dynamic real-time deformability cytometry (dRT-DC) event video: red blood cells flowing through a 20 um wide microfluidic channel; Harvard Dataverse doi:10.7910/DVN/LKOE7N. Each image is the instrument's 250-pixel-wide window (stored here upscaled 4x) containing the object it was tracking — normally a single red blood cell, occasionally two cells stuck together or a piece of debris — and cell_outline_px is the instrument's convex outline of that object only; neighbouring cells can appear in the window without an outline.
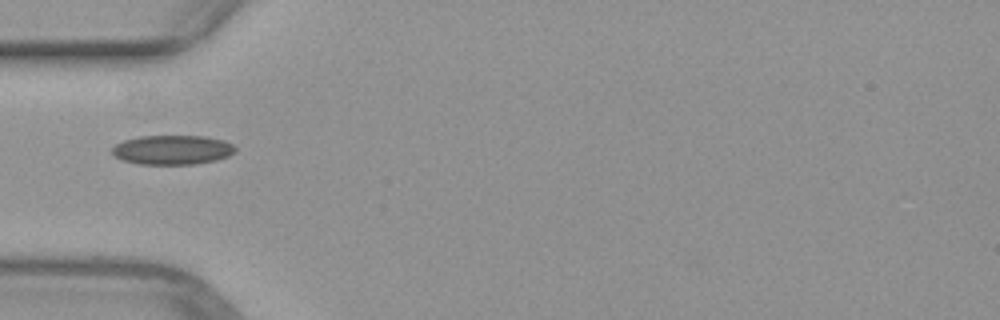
{"species": "common noctule bat (a hibernating species)", "species_latin": "Nyctalus noctula", "temperature_condition": "warm", "stored_images_in_passage": 35, "camera_frame_rate_fps": 3000, "um_per_image_px": 0.085, "animal": {"sex": "female", "body_mass_g": 29.2, "forearm_length_mm": 56.3}, "frame": {"image": 1, "passage_image": 1, "time_ms": 0.0, "image_size_px": [1000, 320], "cell_outline_px": [[236, 152], [228, 156], [216, 160], [196, 164], [140, 164], [120, 160], [112, 156], [112, 148], [116, 144], [124, 140], [140, 136], [204, 136], [224, 140], [232, 144], [236, 148]], "centroid_in_image_um": [14.64, 12.74], "position_along_channel_um": 70.4, "area_um2": 21.27}}
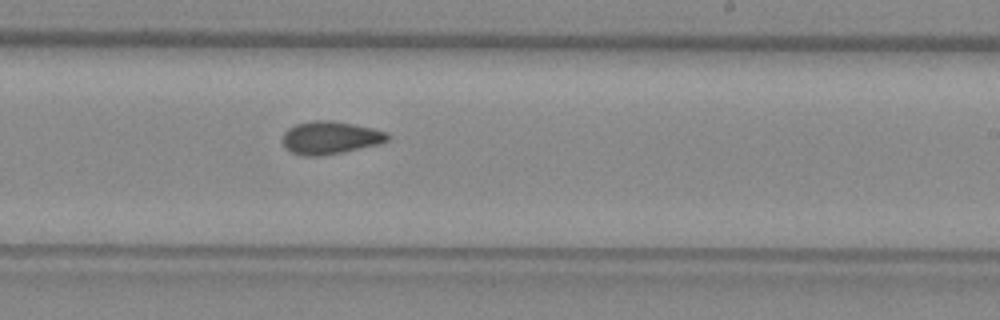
{"frame": {"image": 2, "passage_image": 15, "time_ms": 4.667, "image_size_px": [1000, 320], "cell_outline_px": [[388, 140], [380, 144], [344, 152], [320, 156], [300, 156], [284, 148], [284, 132], [288, 128], [296, 124], [316, 120], [332, 120], [372, 128], [388, 132]], "centroid_in_image_um": [28.07, 11.71], "position_along_channel_um": 260.9, "area_um2": 20.11}}
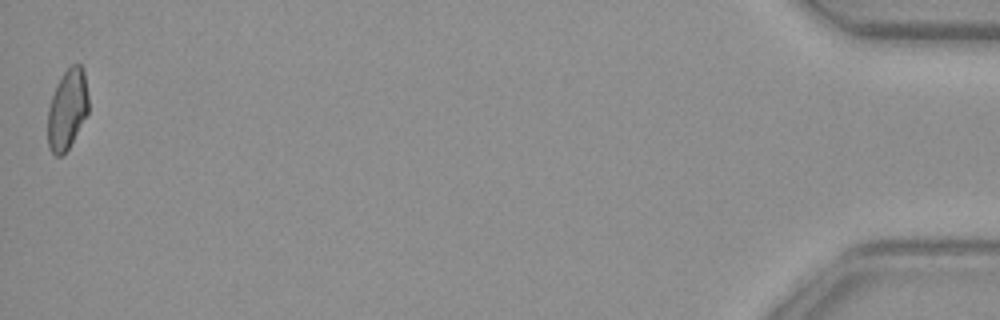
{"frame": {"image": 3, "passage_image": 35, "time_ms": 11.333, "image_size_px": [1000, 320], "cell_outline_px": [[88, 112], [68, 148], [60, 156], [56, 156], [48, 148], [48, 108], [56, 84], [64, 72], [72, 64], [80, 64], [84, 72], [88, 96]], "centroid_in_image_um": [5.71, 9.28], "position_along_channel_um": 429.5, "area_um2": 18.79}}